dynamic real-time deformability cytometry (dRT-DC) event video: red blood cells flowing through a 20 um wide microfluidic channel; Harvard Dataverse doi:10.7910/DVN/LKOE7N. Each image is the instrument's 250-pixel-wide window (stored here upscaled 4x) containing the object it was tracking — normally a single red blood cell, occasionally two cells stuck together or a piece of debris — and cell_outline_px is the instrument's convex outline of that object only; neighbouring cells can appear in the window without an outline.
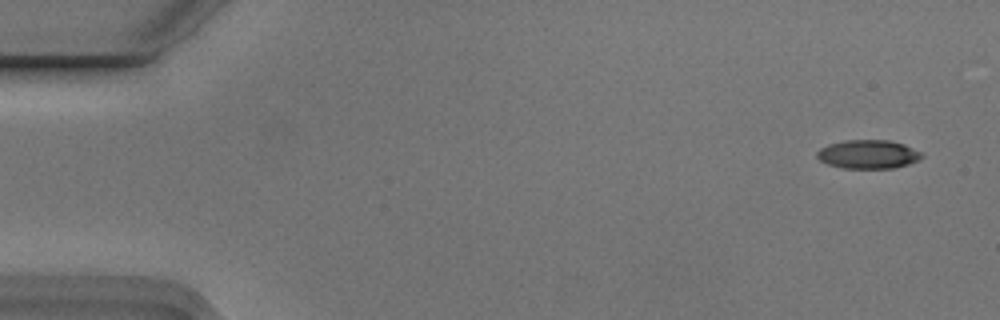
{"species": "Egyptian fruit bat (a non-hibernating species)", "species_latin": "Rousettus aegyptiacus", "temperature_condition": "cold", "stored_images_in_passage": 5, "segment_of_instrument_passage": [1, 2], "camera_frame_rate_fps": 3000, "um_per_image_px": 0.085, "animal": {"sex": "male"}, "frame": {"image": 1, "passage_image": 1, "time_ms": 0.0, "image_size_px": [1000, 320], "cell_outline_px": [[924, 156], [920, 160], [908, 164], [892, 168], [840, 168], [828, 164], [820, 160], [816, 156], [816, 152], [820, 148], [828, 144], [844, 140], [888, 140], [904, 144], [920, 152]], "centroid_in_image_um": [73.77, 13.11], "position_along_channel_um": 11.2, "area_um2": 17.57}}
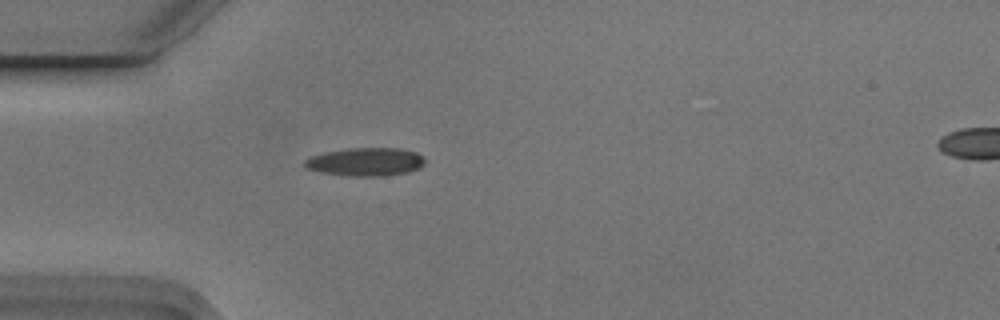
{"frame": {"image": 2, "passage_image": 4, "time_ms": 1.0, "image_size_px": [1000, 320], "cell_outline_px": [[424, 164], [420, 168], [408, 172], [384, 176], [348, 176], [320, 172], [308, 168], [304, 164], [304, 160], [312, 156], [328, 152], [348, 148], [400, 148], [416, 152], [424, 156]], "centroid_in_image_um": [31.13, 13.76], "position_along_channel_um": 53.9, "area_um2": 19.77}}